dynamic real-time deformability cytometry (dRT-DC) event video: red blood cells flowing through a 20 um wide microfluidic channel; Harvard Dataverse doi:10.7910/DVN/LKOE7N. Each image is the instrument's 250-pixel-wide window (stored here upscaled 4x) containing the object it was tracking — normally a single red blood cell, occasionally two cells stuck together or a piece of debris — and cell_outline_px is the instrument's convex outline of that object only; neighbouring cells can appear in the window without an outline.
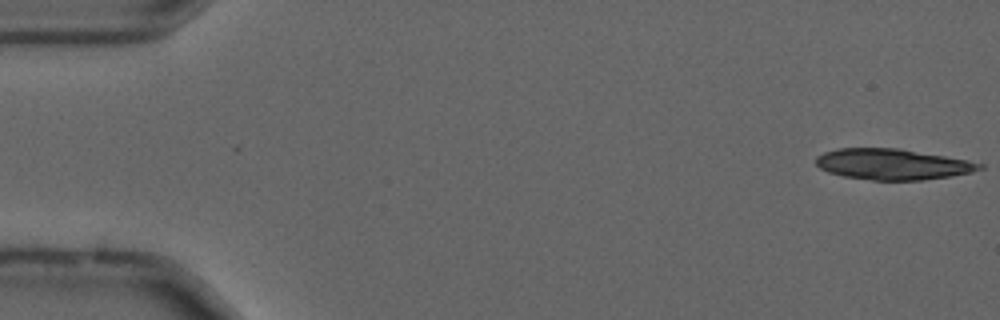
{"species": "common noctule bat (a hibernating species)", "species_latin": "Nyctalus noctula", "temperature_condition": "cold", "stored_images_in_passage": 4, "camera_frame_rate_fps": 3000, "um_per_image_px": 0.085, "animal": {"sex": "male", "forearm_length_mm": 52.5}, "frame": {"image": 1, "passage_image": 1, "time_ms": 0.0, "image_size_px": [1000, 320], "cell_outline_px": [[984, 168], [972, 172], [924, 180], [872, 180], [844, 176], [828, 172], [820, 168], [816, 164], [816, 156], [824, 152], [836, 148], [900, 148], [968, 160], [984, 164]], "centroid_in_image_um": [75.86, 13.95], "position_along_channel_um": 9.1, "area_um2": 29.42}}